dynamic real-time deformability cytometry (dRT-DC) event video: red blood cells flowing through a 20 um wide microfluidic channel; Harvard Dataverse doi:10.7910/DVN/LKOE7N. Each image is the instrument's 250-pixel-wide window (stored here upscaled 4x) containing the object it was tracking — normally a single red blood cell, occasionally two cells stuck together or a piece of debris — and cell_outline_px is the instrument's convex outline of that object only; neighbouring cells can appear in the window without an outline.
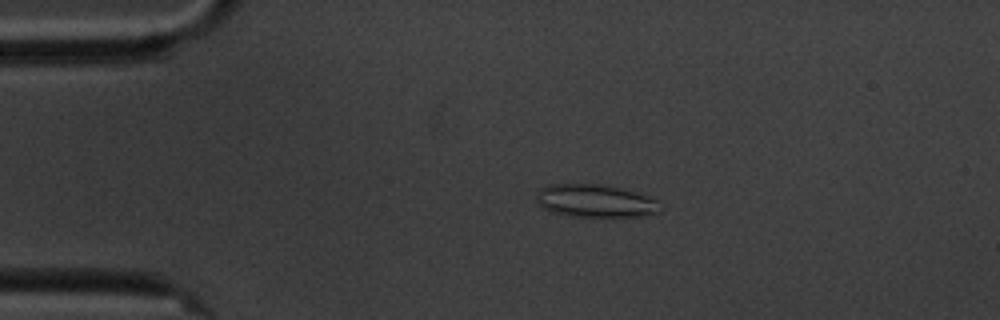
{"species": "common noctule bat (a hibernating species)", "species_latin": "Nyctalus noctula", "temperature_condition": "cold", "stored_images_in_passage": 9, "camera_frame_rate_fps": 3000, "um_per_image_px": 0.085, "animal": {"sex": "male", "body_mass_g": 20.1, "forearm_length_mm": 53.5}, "frame": {"image": 1, "passage_image": 3, "time_ms": 2.333, "image_size_px": [1000, 320], "cell_outline_px": [[660, 212], [640, 216], [576, 216], [552, 212], [544, 208], [536, 200], [536, 196], [540, 188], [548, 184], [600, 184], [620, 188], [636, 192], [648, 196], [656, 200]], "centroid_in_image_um": [50.57, 17.06], "position_along_channel_um": 34.4, "area_um2": 23.35}}
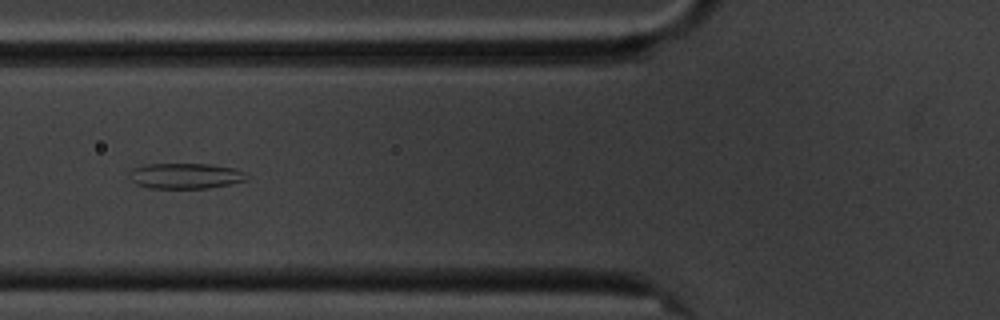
{"frame": {"image": 2, "passage_image": 6, "time_ms": 5.667, "image_size_px": [1000, 320], "cell_outline_px": [[248, 180], [208, 188], [152, 188], [136, 184], [128, 176], [128, 172], [132, 168], [144, 164], [208, 164], [236, 168], [244, 172], [248, 176]], "centroid_in_image_um": [15.75, 14.94], "position_along_channel_um": 110.1, "area_um2": 17.57}}
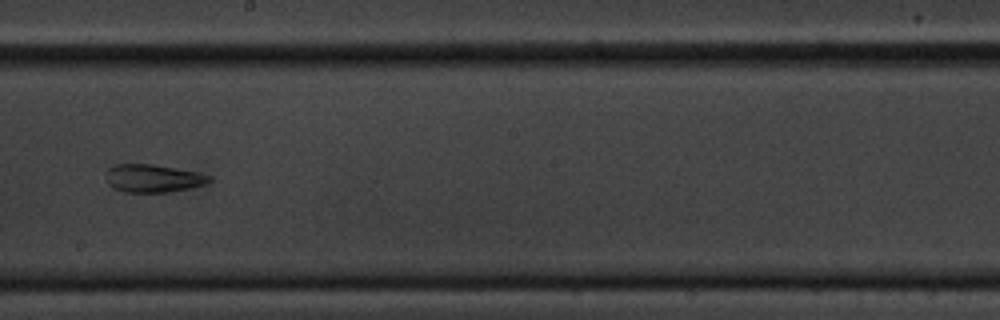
{"frame": {"image": 3, "passage_image": 9, "time_ms": 9.333, "image_size_px": [1000, 320], "cell_outline_px": [[212, 180], [208, 184], [168, 192], [124, 192], [112, 188], [108, 184], [108, 168], [112, 164], [152, 164], [200, 172], [212, 176]], "centroid_in_image_um": [13.05, 15.15], "position_along_channel_um": 235.1, "area_um2": 16.94}}